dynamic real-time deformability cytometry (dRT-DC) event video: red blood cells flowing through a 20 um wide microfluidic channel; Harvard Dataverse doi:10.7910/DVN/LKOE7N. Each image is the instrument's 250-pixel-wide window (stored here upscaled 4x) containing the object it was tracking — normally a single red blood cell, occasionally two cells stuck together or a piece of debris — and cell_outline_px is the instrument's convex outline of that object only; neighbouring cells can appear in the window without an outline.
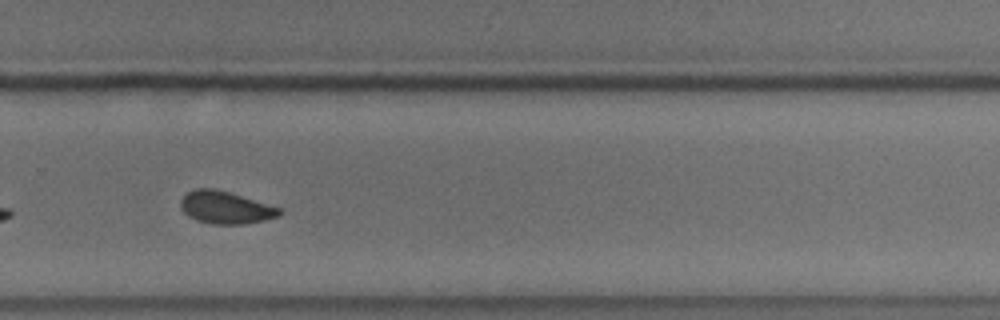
{"species": "common noctule bat (a hibernating species)", "species_latin": "Nyctalus noctula", "temperature_condition": "cold", "stored_images_in_passage": 37, "camera_frame_rate_fps": 3000, "um_per_image_px": 0.085, "animal": {"sex": "male", "body_mass_g": 18.8}, "frame": {"image": 1, "passage_image": 22, "time_ms": 7.0, "image_size_px": [1000, 320], "cell_outline_px": [[280, 216], [264, 220], [244, 224], [212, 224], [196, 220], [188, 216], [180, 208], [180, 200], [188, 192], [196, 188], [216, 188], [280, 208]], "centroid_in_image_um": [19.13, 17.64], "position_along_channel_um": 310.7, "area_um2": 18.55}, "authors_computed_cell_mechanics": {"area_um2": 19.074, "velocity_mm_per_s": 3.6709, "shape_relaxation_time_tau1_ms": 5.3291, "shape_relaxation_time_tau2_ms": 1.7113, "deformation_change_tau1": 0.0996, "deformation_change_tau2": 0.0674}}